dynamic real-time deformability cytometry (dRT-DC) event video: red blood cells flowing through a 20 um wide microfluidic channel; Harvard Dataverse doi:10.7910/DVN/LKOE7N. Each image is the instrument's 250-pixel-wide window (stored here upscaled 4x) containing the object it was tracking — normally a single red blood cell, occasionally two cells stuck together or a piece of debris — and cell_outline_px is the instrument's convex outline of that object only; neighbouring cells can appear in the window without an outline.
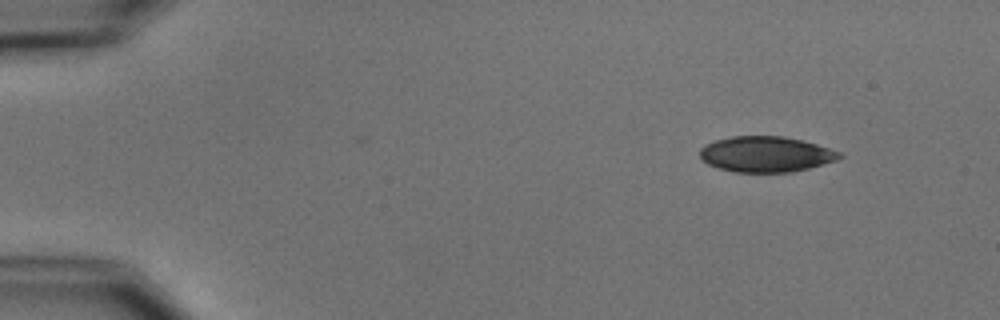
{"species": "common noctule bat (a hibernating species)", "species_latin": "Nyctalus noctula", "temperature_condition": "cold", "stored_images_in_passage": 5, "segment_of_instrument_passage": [1, 2], "camera_frame_rate_fps": 3000, "um_per_image_px": 0.085, "animal": {"sex": "male", "body_mass_g": 15.6}, "frame": {"image": 1, "passage_image": 1, "time_ms": 0.0, "image_size_px": [1000, 320], "cell_outline_px": [[844, 156], [836, 160], [808, 168], [792, 172], [736, 172], [720, 168], [708, 164], [700, 160], [700, 148], [704, 144], [716, 140], [732, 136], [784, 136], [816, 144], [840, 152]], "centroid_in_image_um": [65.07, 13.1], "position_along_channel_um": 19.9, "area_um2": 28.9}}
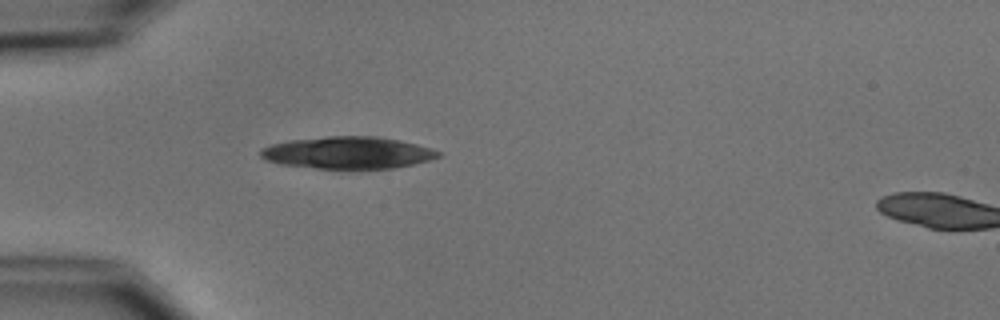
{"frame": {"image": 2, "passage_image": 4, "time_ms": 3.333, "image_size_px": [1000, 320], "cell_outline_px": [[444, 156], [432, 160], [392, 168], [316, 168], [280, 164], [268, 160], [260, 156], [260, 152], [264, 148], [272, 144], [288, 140], [328, 136], [380, 136], [400, 140], [416, 144], [444, 152]], "centroid_in_image_um": [29.64, 12.97], "position_along_channel_um": 55.4, "area_um2": 33.23}}